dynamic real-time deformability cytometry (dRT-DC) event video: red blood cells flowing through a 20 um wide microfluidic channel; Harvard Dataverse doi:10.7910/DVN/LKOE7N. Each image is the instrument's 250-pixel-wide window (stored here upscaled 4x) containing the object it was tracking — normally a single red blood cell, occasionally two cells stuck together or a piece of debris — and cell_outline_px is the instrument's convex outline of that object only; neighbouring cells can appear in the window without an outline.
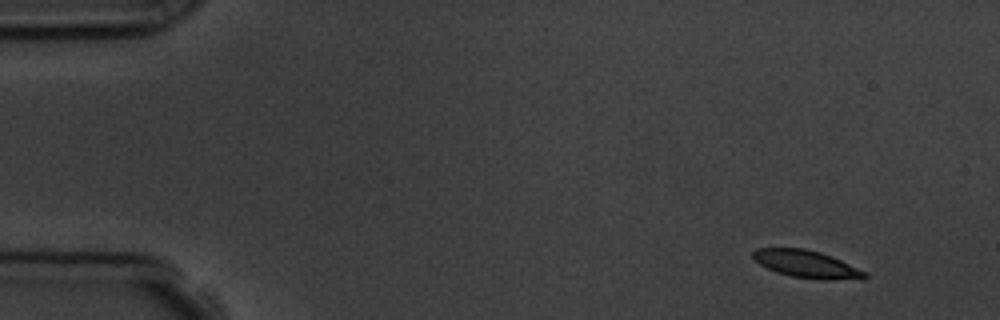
{"species": "common noctule bat (a hibernating species)", "species_latin": "Nyctalus noctula", "temperature_condition": "room temperature", "stored_images_in_passage": 4, "camera_frame_rate_fps": 3000, "um_per_image_px": 0.085, "animal": {"sex": "male", "body_mass_g": 19.5, "forearm_length_mm": 54.6}, "frame": {"image": 1, "passage_image": 1, "time_ms": 0.0, "image_size_px": [1000, 320], "cell_outline_px": [[868, 276], [864, 280], [820, 280], [792, 276], [776, 272], [760, 264], [752, 256], [752, 252], [756, 248], [804, 248], [820, 252], [832, 256], [864, 272]], "centroid_in_image_um": [68.57, 22.46], "position_along_channel_um": 16.4, "area_um2": 17.86}}
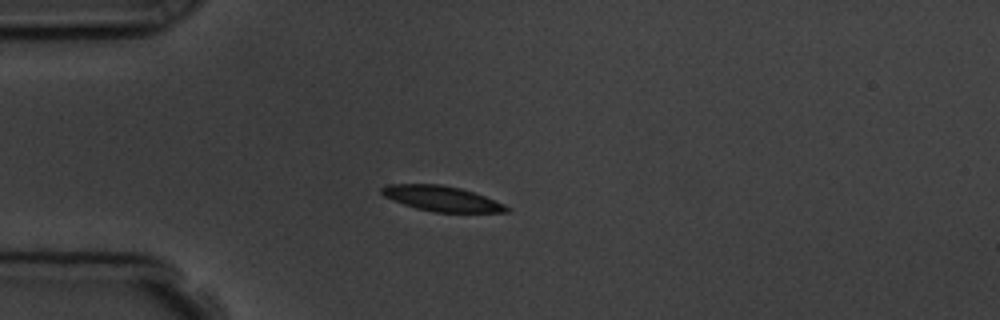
{"frame": {"image": 2, "passage_image": 4, "time_ms": 3.333, "image_size_px": [1000, 320], "cell_outline_px": [[512, 208], [508, 212], [432, 212], [416, 208], [404, 204], [384, 196], [380, 192], [380, 188], [388, 184], [440, 184], [460, 188], [484, 196], [504, 204]], "centroid_in_image_um": [37.54, 16.88], "position_along_channel_um": 47.5, "area_um2": 18.26}}